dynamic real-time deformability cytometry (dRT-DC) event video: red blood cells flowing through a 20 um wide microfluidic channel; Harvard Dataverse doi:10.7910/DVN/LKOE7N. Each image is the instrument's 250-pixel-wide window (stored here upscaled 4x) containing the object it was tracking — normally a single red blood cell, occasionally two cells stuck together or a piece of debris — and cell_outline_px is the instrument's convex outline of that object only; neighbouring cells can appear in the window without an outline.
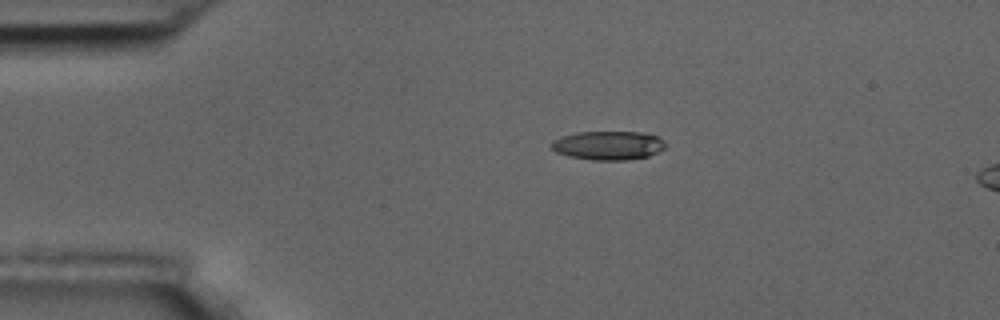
{"species": "common noctule bat (a hibernating species)", "species_latin": "Nyctalus noctula", "temperature_condition": "room temperature", "stored_images_in_passage": 3, "camera_frame_rate_fps": 3000, "um_per_image_px": 0.085, "animal": {"sex": "male", "body_mass_g": 17.5, "forearm_length_mm": 52.3}, "frame": {"image": 1, "passage_image": 1, "time_ms": 0.0, "image_size_px": [1000, 320], "cell_outline_px": [[668, 144], [664, 148], [648, 156], [624, 160], [592, 160], [568, 156], [556, 152], [548, 144], [552, 140], [560, 136], [576, 132], [640, 132], [660, 136]], "centroid_in_image_um": [51.68, 12.35], "position_along_channel_um": 33.3, "area_um2": 19.42}}